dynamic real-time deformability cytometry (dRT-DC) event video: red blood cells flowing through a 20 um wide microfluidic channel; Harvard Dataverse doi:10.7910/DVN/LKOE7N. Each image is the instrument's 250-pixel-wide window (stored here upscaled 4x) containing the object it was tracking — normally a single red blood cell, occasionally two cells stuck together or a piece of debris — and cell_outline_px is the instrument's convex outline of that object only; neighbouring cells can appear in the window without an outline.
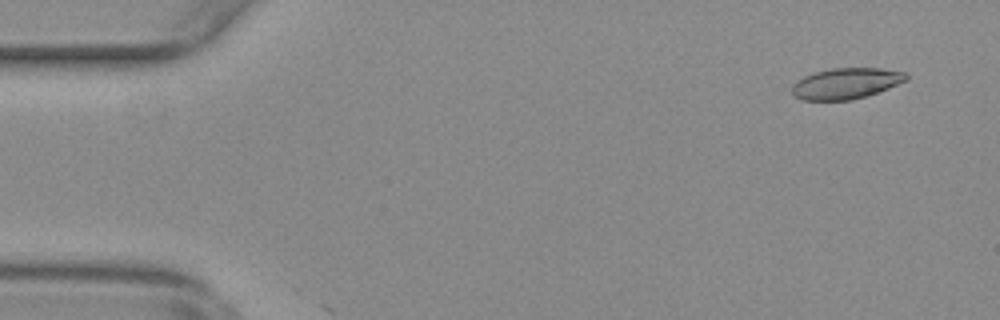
{"species": "common noctule bat (a hibernating species)", "species_latin": "Nyctalus noctula", "temperature_condition": "warm", "stored_images_in_passage": 5, "camera_frame_rate_fps": 3000, "um_per_image_px": 0.085, "animal": {"sex": "female", "body_mass_g": 29.2, "forearm_length_mm": 56.3}, "frame": {"image": 1, "passage_image": 4, "time_ms": 1.0, "image_size_px": [1000, 320], "cell_outline_px": [[908, 80], [868, 96], [848, 100], [800, 100], [792, 92], [792, 84], [796, 80], [812, 72], [832, 68], [880, 68], [908, 72]], "centroid_in_image_um": [71.92, 7.08], "position_along_channel_um": 13.1, "area_um2": 20.81}}